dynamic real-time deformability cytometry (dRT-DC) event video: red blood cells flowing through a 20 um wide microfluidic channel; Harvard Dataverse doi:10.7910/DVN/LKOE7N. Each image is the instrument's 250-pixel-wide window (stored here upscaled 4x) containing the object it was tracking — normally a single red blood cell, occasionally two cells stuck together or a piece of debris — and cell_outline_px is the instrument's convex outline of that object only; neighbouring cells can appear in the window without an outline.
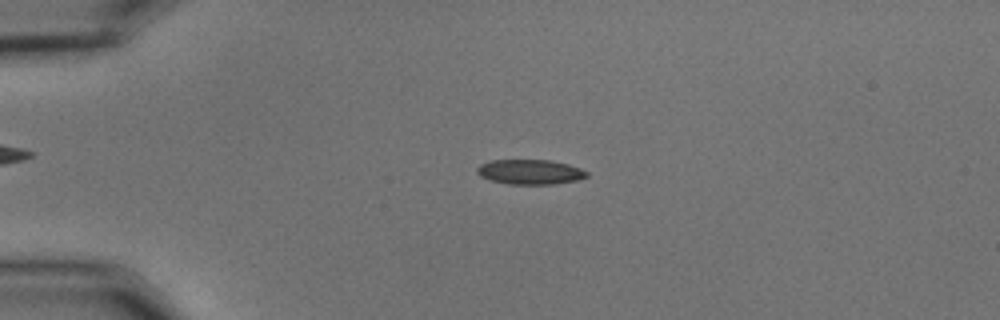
{"species": "common noctule bat (a hibernating species)", "species_latin": "Nyctalus noctula", "temperature_condition": "cold", "stored_images_in_passage": 56, "camera_frame_rate_fps": 3000, "um_per_image_px": 0.085, "animal": {"sex": "male", "body_mass_g": 15.6}, "frame": {"image": 1, "passage_image": 13, "time_ms": 4.0, "image_size_px": [1000, 320], "cell_outline_px": [[588, 176], [576, 180], [552, 184], [508, 184], [492, 180], [480, 176], [476, 172], [476, 168], [480, 164], [488, 160], [548, 160], [568, 164], [580, 168], [588, 172]], "centroid_in_image_um": [45.02, 14.6], "position_along_channel_um": 40.0, "area_um2": 15.84}}
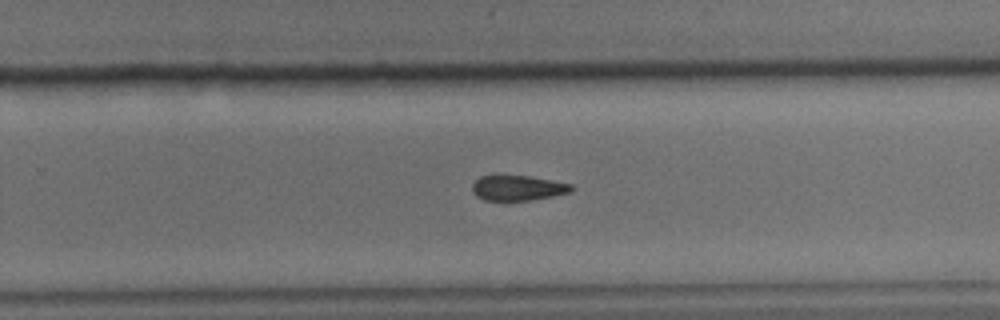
{"frame": {"image": 2, "passage_image": 36, "time_ms": 11.667, "image_size_px": [1000, 320], "cell_outline_px": [[572, 192], [532, 200], [484, 200], [476, 196], [472, 192], [472, 184], [480, 176], [528, 176], [572, 184]], "centroid_in_image_um": [44.0, 15.98], "position_along_channel_um": 285.8, "area_um2": 14.39}}
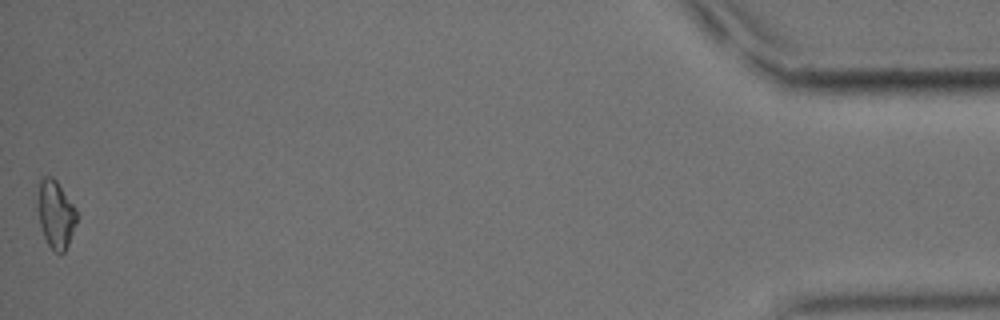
{"frame": {"image": 3, "passage_image": 55, "time_ms": 18.0, "image_size_px": [1000, 320], "cell_outline_px": [[76, 224], [68, 244], [64, 252], [60, 256], [48, 244], [44, 236], [40, 224], [36, 208], [36, 200], [40, 176], [52, 176], [56, 180], [76, 208]], "centroid_in_image_um": [4.7, 18.18], "position_along_channel_um": 430.5, "area_um2": 15.66}}